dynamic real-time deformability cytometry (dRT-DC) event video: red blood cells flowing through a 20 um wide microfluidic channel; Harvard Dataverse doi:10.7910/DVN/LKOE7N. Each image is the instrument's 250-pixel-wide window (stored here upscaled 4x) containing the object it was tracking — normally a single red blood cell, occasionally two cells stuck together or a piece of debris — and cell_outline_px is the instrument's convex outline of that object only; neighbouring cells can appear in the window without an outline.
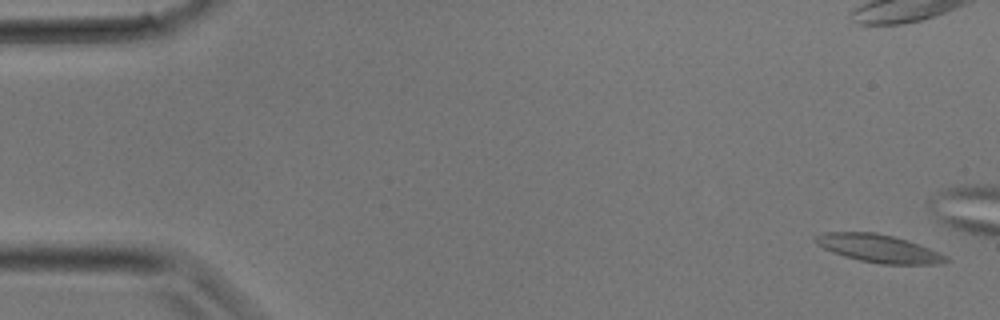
{"species": "common noctule bat (a hibernating species)", "species_latin": "Nyctalus noctula", "temperature_condition": "room temperature", "stored_images_in_passage": 12, "camera_frame_rate_fps": 3000, "um_per_image_px": 0.085, "animal": {"sex": "male", "body_mass_g": 17.9}, "frame": {"image": 1, "passage_image": 1, "time_ms": 0.0, "image_size_px": [1000, 320], "cell_outline_px": [[952, 260], [944, 264], [884, 264], [860, 260], [844, 256], [824, 248], [816, 244], [812, 240], [816, 236], [824, 232], [876, 232], [908, 240], [940, 252], [948, 256]], "centroid_in_image_um": [74.74, 21.12], "position_along_channel_um": 10.3, "area_um2": 21.33}}